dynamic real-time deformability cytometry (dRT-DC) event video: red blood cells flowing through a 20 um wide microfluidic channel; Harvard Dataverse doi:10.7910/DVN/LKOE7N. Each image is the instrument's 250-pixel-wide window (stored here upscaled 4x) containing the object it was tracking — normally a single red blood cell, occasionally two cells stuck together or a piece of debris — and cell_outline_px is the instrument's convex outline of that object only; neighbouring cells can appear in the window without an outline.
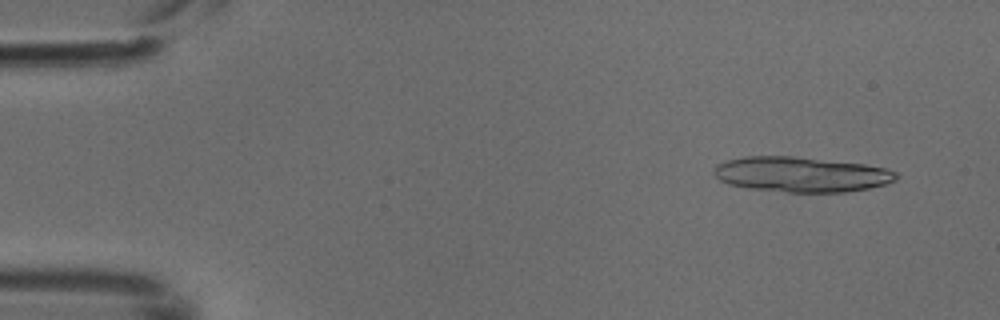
{"species": "common noctule bat (a hibernating species)", "species_latin": "Nyctalus noctula", "temperature_condition": "cold", "stored_images_in_passage": 4, "camera_frame_rate_fps": 3000, "um_per_image_px": 0.085, "animal": {"sex": "male", "body_mass_g": 18.8}, "frame": {"image": 1, "passage_image": 1, "time_ms": 0.0, "image_size_px": [1000, 320], "cell_outline_px": [[900, 176], [896, 180], [884, 184], [868, 188], [848, 192], [788, 192], [748, 188], [728, 184], [720, 180], [712, 172], [716, 164], [728, 160], [744, 156], [792, 156], [864, 164], [884, 168], [896, 172]], "centroid_in_image_um": [68.09, 14.82], "position_along_channel_um": 16.9, "area_um2": 37.34}}